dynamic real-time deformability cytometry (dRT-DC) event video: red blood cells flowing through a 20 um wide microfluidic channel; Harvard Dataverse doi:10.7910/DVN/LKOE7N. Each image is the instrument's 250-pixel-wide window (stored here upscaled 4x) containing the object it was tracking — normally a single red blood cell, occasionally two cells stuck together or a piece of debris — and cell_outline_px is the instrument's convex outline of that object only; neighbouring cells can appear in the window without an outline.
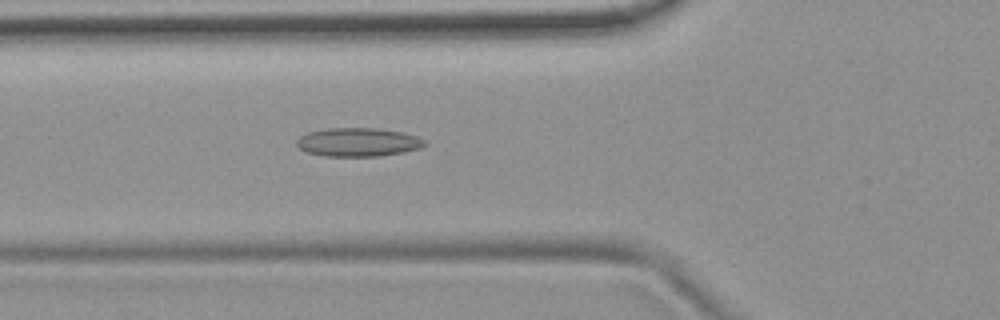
{"species": "common noctule bat (a hibernating species)", "species_latin": "Nyctalus noctula", "temperature_condition": "room temperature", "stored_images_in_passage": 53, "camera_frame_rate_fps": 3000, "um_per_image_px": 0.085, "animal": {"sex": "female", "body_mass_g": 19.9}, "frame": {"image": 1, "passage_image": 19, "time_ms": 6.0, "image_size_px": [1000, 320], "cell_outline_px": [[428, 144], [420, 148], [404, 152], [380, 156], [324, 156], [308, 152], [300, 148], [296, 144], [296, 140], [300, 136], [308, 132], [324, 128], [380, 128], [404, 132], [416, 136], [424, 140]], "centroid_in_image_um": [30.45, 12.07], "position_along_channel_um": 95.3, "area_um2": 21.5}}
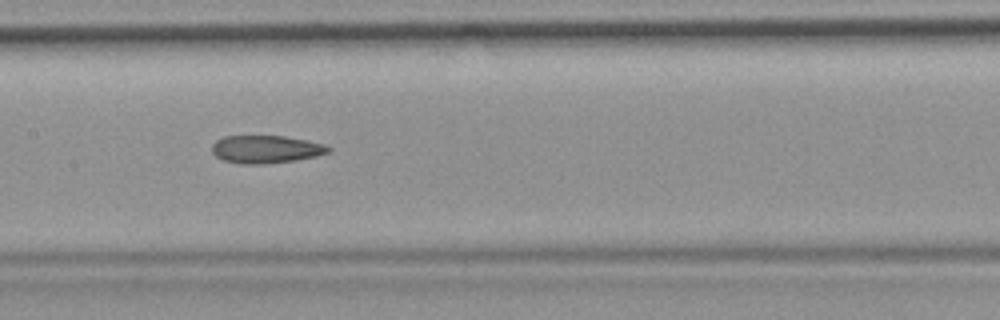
{"frame": {"image": 2, "passage_image": 26, "time_ms": 8.333, "image_size_px": [1000, 320], "cell_outline_px": [[332, 152], [316, 156], [296, 160], [264, 164], [240, 164], [224, 160], [216, 156], [212, 152], [212, 144], [216, 140], [224, 136], [284, 136], [308, 140], [324, 144], [332, 148]], "centroid_in_image_um": [22.63, 12.69], "position_along_channel_um": 184.8, "area_um2": 19.02}}
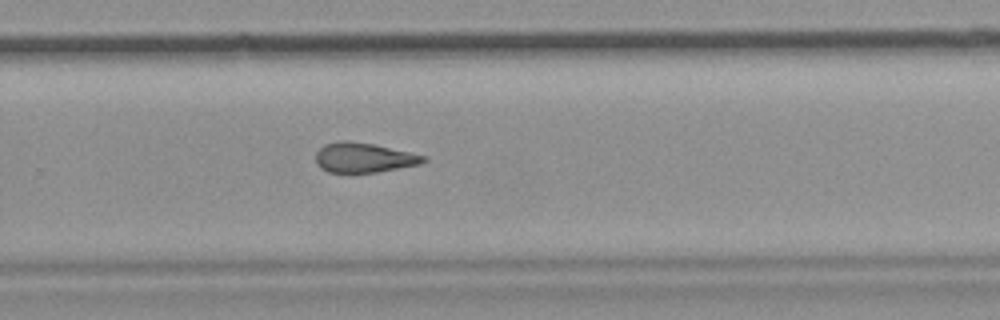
{"frame": {"image": 3, "passage_image": 35, "time_ms": 11.333, "image_size_px": [1000, 320], "cell_outline_px": [[428, 160], [420, 164], [376, 172], [328, 172], [320, 168], [316, 164], [316, 152], [324, 144], [340, 140], [348, 140], [372, 144], [428, 156]], "centroid_in_image_um": [30.91, 13.39], "position_along_channel_um": 298.9, "area_um2": 18.67}, "authors_computed_cell_mechanics": {"area_um2": 19.7676, "velocity_mm_per_s": 3.8315, "shape_relaxation_time_tau1_ms": null, "shape_relaxation_time_tau2_ms": 2.1635, "deformation_change_tau1": null, "deformation_change_tau2": 0.1075}}